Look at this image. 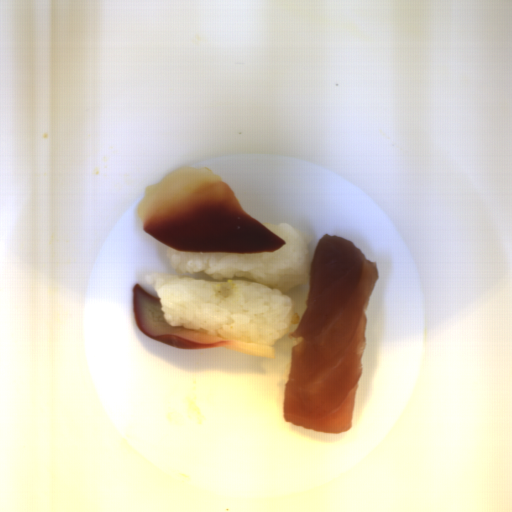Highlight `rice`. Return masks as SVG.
Masks as SVG:
<instances>
[{"instance_id":"1","label":"rice","mask_w":512,"mask_h":512,"mask_svg":"<svg viewBox=\"0 0 512 512\" xmlns=\"http://www.w3.org/2000/svg\"><path fill=\"white\" fill-rule=\"evenodd\" d=\"M286 243L254 254L182 252L166 245L177 272H151L166 324L243 343L275 345L299 325L287 293L309 285L312 257L308 235L287 222H261Z\"/></svg>"}]
</instances>
